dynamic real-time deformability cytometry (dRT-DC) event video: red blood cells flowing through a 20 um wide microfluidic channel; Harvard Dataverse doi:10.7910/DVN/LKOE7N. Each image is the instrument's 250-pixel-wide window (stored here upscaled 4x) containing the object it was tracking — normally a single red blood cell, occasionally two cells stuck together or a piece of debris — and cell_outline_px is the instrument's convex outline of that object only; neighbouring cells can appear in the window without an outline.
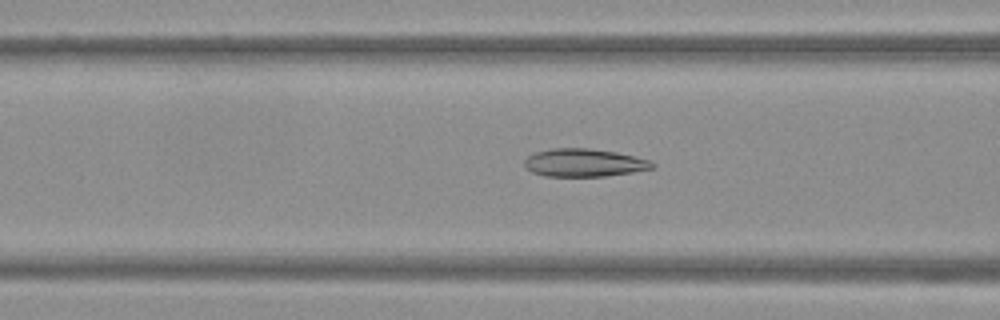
{"species": "Egyptian fruit bat (a non-hibernating species)", "species_latin": "Rousettus aegyptiacus", "temperature_condition": "warm", "stored_images_in_passage": 20, "camera_frame_rate_fps": 3000, "um_per_image_px": 0.085, "frame": {"image": 1, "passage_image": 3, "time_ms": 0.667, "image_size_px": [1000, 320], "cell_outline_px": [[636, 168], [620, 172], [588, 176], [564, 176], [544, 172], [548, 152], [604, 152], [624, 156]], "centroid_in_image_um": [49.79, 13.91], "position_along_channel_um": 116.8, "area_um2": 13.06}}
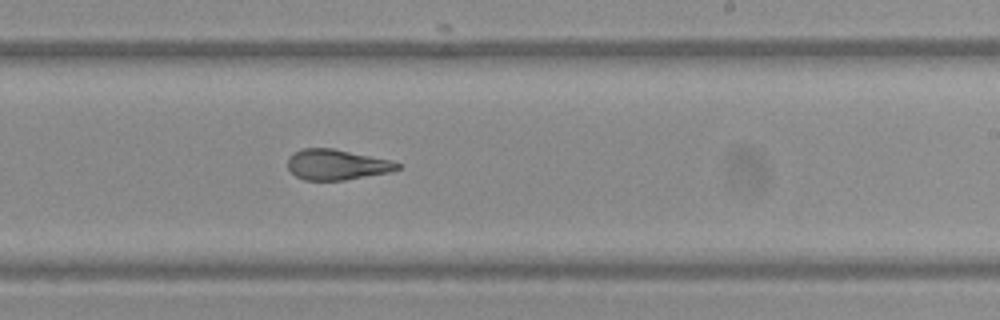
{"frame": {"image": 2, "passage_image": 15, "time_ms": 4.667, "image_size_px": [1000, 320], "cell_outline_px": [[392, 168], [376, 172], [328, 180], [320, 180], [308, 152], [340, 152], [376, 160]], "centroid_in_image_um": [29.19, 14.04], "position_along_channel_um": 259.8, "area_um2": 10.81}}
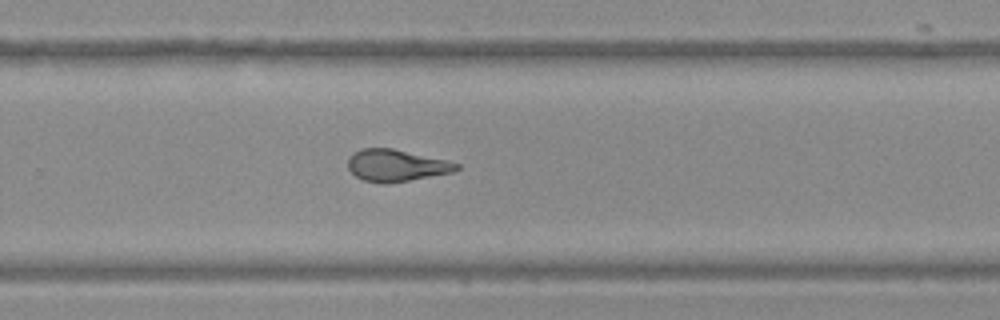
{"frame": {"image": 3, "passage_image": 18, "time_ms": 5.667, "image_size_px": [1000, 320], "cell_outline_px": [[440, 172], [400, 180], [372, 180], [360, 176], [356, 172], [380, 148], [400, 152], [428, 160]], "centroid_in_image_um": [33.59, 14.15], "position_along_channel_um": 296.2, "area_um2": 12.37}}